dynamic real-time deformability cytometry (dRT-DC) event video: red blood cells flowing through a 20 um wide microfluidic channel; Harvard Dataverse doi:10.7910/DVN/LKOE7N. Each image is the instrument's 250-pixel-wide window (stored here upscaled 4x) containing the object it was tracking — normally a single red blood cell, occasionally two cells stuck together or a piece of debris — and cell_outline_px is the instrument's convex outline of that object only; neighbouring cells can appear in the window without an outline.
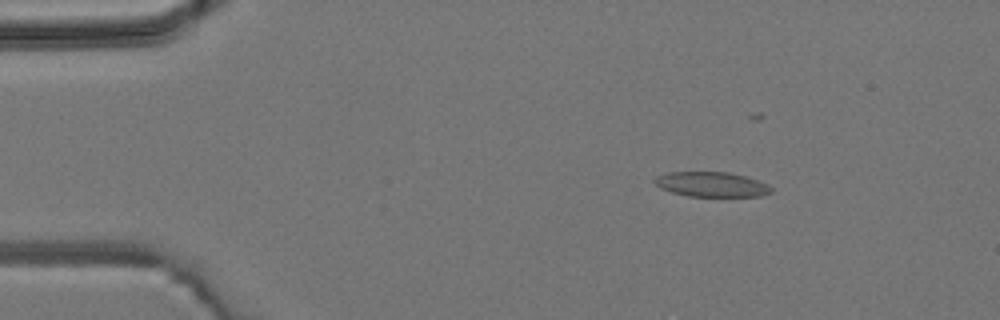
{"species": "common noctule bat (a hibernating species)", "species_latin": "Nyctalus noctula", "temperature_condition": "room temperature", "stored_images_in_passage": 6, "camera_frame_rate_fps": 3000, "um_per_image_px": 0.085, "animal": {"sex": "male", "body_mass_g": 19.2, "forearm_length_mm": 51.8}, "frame": {"image": 1, "passage_image": 3, "time_ms": 2.333, "image_size_px": [1000, 320], "cell_outline_px": [[772, 192], [760, 196], [688, 196], [672, 192], [660, 188], [652, 180], [656, 176], [668, 172], [728, 172], [744, 176], [768, 184], [772, 188]], "centroid_in_image_um": [60.46, 15.67], "position_along_channel_um": 24.5, "area_um2": 16.82}}
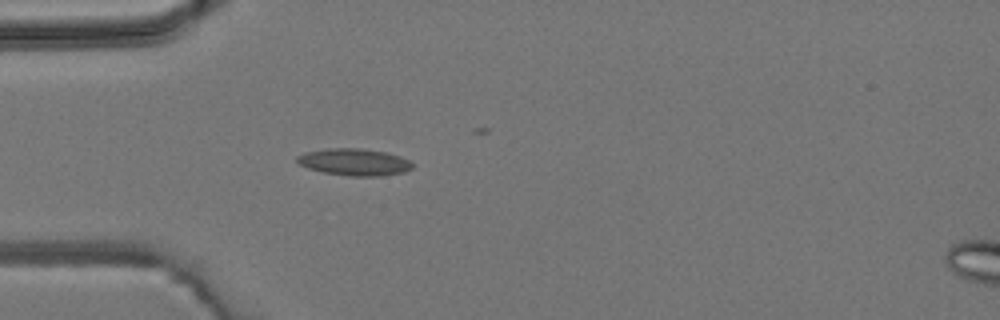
{"frame": {"image": 2, "passage_image": 5, "time_ms": 4.667, "image_size_px": [1000, 320], "cell_outline_px": [[416, 164], [412, 168], [404, 172], [380, 176], [348, 176], [324, 172], [308, 168], [300, 164], [296, 160], [296, 156], [304, 152], [328, 148], [360, 148], [384, 152], [400, 156]], "centroid_in_image_um": [30.12, 13.77], "position_along_channel_um": 54.9, "area_um2": 18.15}}